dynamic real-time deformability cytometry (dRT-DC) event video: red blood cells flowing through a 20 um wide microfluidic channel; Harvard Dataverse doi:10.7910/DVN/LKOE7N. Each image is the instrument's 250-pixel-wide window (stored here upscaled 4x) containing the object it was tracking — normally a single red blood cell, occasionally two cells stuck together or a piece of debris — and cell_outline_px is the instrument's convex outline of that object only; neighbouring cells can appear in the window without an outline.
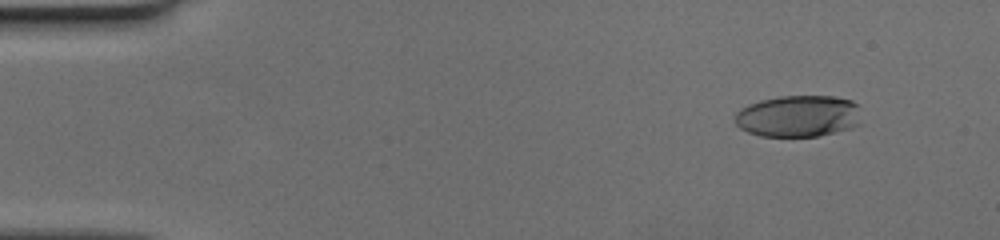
{"species": "human", "species_latin": "Homo sapiens", "temperature_condition": "cold", "stored_images_in_passage": 53, "camera_frame_rate_fps": 3000, "um_per_image_px": 0.085, "donor": {"sex": "female"}, "frame": {"image": 1, "passage_image": 6, "time_ms": 1.667, "image_size_px": [1000, 240], "cell_outline_px": [[860, 124], [852, 128], [816, 136], [760, 136], [748, 132], [740, 128], [736, 124], [736, 112], [740, 108], [748, 104], [760, 100], [780, 96], [832, 96], [852, 100], [856, 104]], "centroid_in_image_um": [67.83, 9.86], "position_along_channel_um": 17.2, "area_um2": 30.63}}
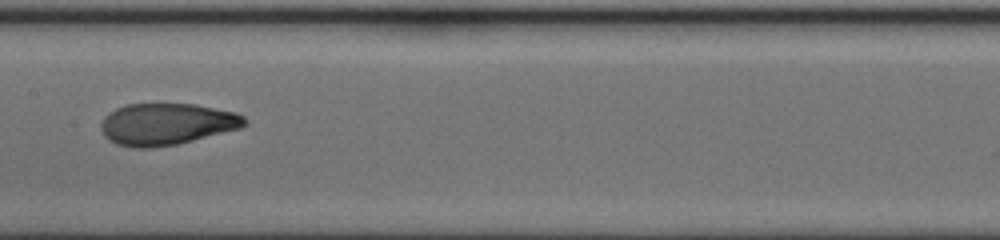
{"frame": {"image": 2, "passage_image": 28, "time_ms": 9.0, "image_size_px": [1000, 240], "cell_outline_px": [[248, 124], [240, 128], [176, 144], [152, 148], [132, 148], [116, 144], [108, 140], [104, 136], [100, 128], [100, 124], [104, 116], [116, 108], [128, 104], [196, 104], [236, 112], [244, 116], [248, 120]], "centroid_in_image_um": [14.15, 10.55], "position_along_channel_um": 193.3, "area_um2": 35.08}}
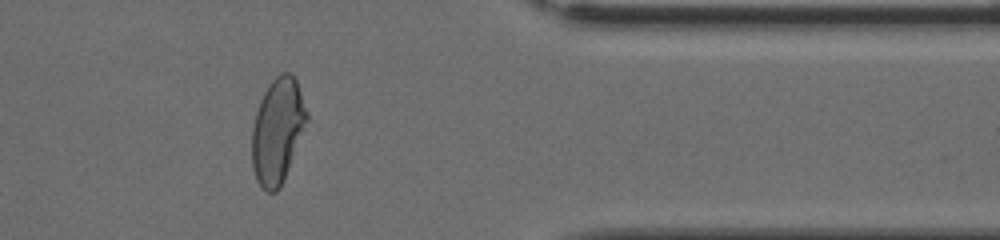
{"frame": {"image": 3, "passage_image": 44, "time_ms": 14.333, "image_size_px": [1000, 240], "cell_outline_px": [[308, 120], [280, 188], [276, 192], [268, 192], [260, 188], [256, 180], [252, 168], [252, 128], [256, 112], [260, 100], [264, 92], [272, 80], [280, 72], [292, 72], [296, 80], [308, 116]], "centroid_in_image_um": [23.57, 11.13], "position_along_channel_um": 387.8, "area_um2": 33.47}}